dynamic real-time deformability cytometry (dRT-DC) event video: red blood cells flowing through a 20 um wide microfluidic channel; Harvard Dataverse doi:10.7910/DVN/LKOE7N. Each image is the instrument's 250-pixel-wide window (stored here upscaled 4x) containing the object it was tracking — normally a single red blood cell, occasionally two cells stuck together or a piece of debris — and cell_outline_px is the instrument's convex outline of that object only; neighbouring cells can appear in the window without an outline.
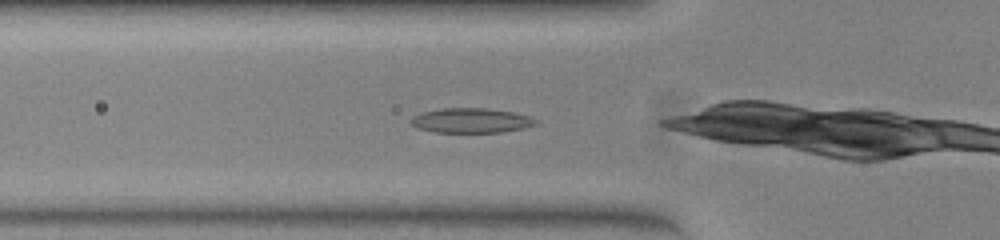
{"species": "common noctule bat (a hibernating species)", "species_latin": "Nyctalus noctula", "temperature_condition": "warm", "stored_images_in_passage": 44, "camera_frame_rate_fps": 3000, "um_per_image_px": 0.085, "animal": {"sex": "female", "body_mass_g": 23.0, "forearm_length_mm": 53.4}, "frame": {"image": 1, "passage_image": 8, "time_ms": 2.333, "image_size_px": [1000, 240], "cell_outline_px": [[536, 124], [520, 128], [500, 132], [436, 132], [420, 128], [412, 124], [412, 116], [424, 112], [444, 108], [484, 108], [512, 112], [528, 116], [536, 120]], "centroid_in_image_um": [40.03, 10.24], "position_along_channel_um": 85.8, "area_um2": 17.46}}
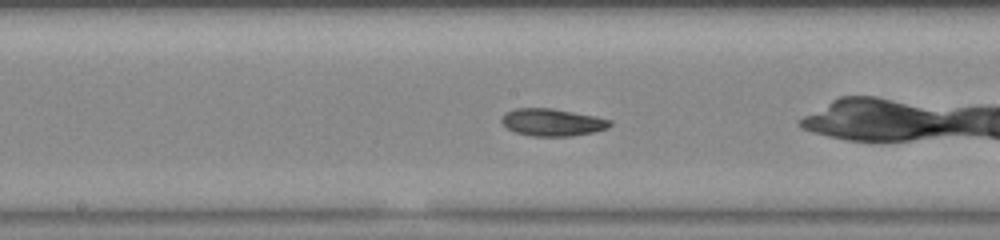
{"frame": {"image": 2, "passage_image": 17, "time_ms": 5.333, "image_size_px": [1000, 240], "cell_outline_px": [[612, 124], [608, 128], [592, 132], [572, 136], [532, 136], [516, 132], [508, 128], [500, 120], [508, 112], [516, 108], [552, 108], [612, 120]], "centroid_in_image_um": [46.96, 10.4], "position_along_channel_um": 201.2, "area_um2": 16.94}}
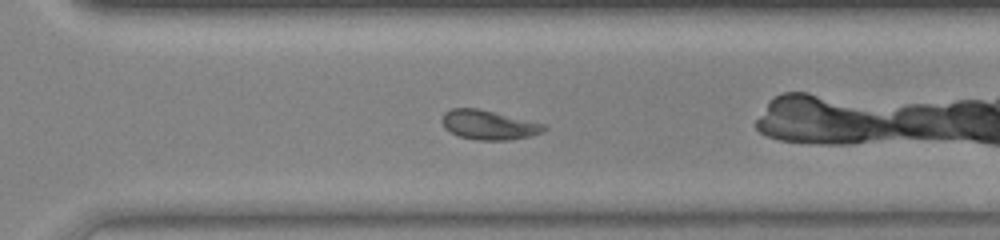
{"frame": {"image": 3, "passage_image": 27, "time_ms": 8.667, "image_size_px": [1000, 240], "cell_outline_px": [[548, 128], [544, 132], [528, 136], [508, 140], [476, 140], [460, 136], [452, 132], [444, 124], [444, 112], [452, 108], [476, 108], [544, 124]], "centroid_in_image_um": [41.58, 10.62], "position_along_channel_um": 329.0, "area_um2": 16.94}, "authors_computed_cell_mechanics": {"area_um2": 17.5134, "velocity_mm_per_s": 3.8412, "shape_relaxation_time_tau1_ms": 3.8997, "shape_relaxation_time_tau2_ms": 5.8747, "deformation_change_tau1": 0.1036, "deformation_change_tau2": 0.1012}}